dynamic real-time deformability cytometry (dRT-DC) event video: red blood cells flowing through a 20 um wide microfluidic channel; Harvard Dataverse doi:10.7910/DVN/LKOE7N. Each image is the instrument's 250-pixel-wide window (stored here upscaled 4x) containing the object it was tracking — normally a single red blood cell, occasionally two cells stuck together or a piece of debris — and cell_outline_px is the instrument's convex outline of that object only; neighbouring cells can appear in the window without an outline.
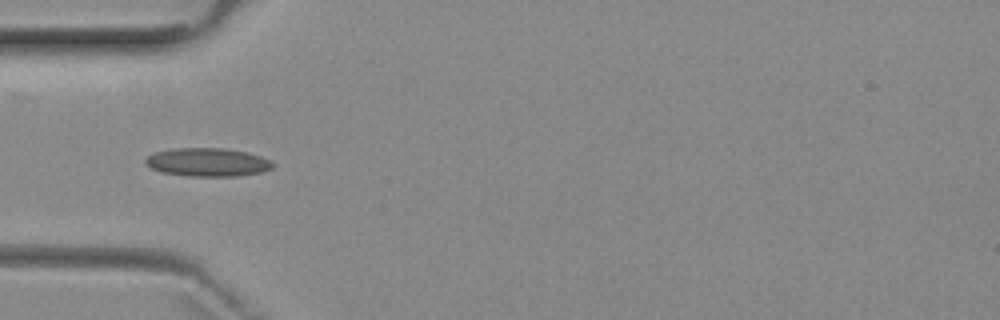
{"species": "common noctule bat (a hibernating species)", "species_latin": "Nyctalus noctula", "temperature_condition": "room temperature", "stored_images_in_passage": 5, "camera_frame_rate_fps": 3000, "um_per_image_px": 0.085, "animal": {"sex": "female", "body_mass_g": 29.2, "forearm_length_mm": 56.3}, "frame": {"image": 1, "passage_image": 3, "time_ms": 2.667, "image_size_px": [1000, 320], "cell_outline_px": [[276, 164], [272, 168], [264, 172], [236, 176], [188, 176], [164, 172], [152, 168], [144, 164], [144, 160], [148, 156], [156, 152], [172, 148], [224, 148], [248, 152], [272, 160]], "centroid_in_image_um": [17.69, 13.78], "position_along_channel_um": 67.3, "area_um2": 21.21}}
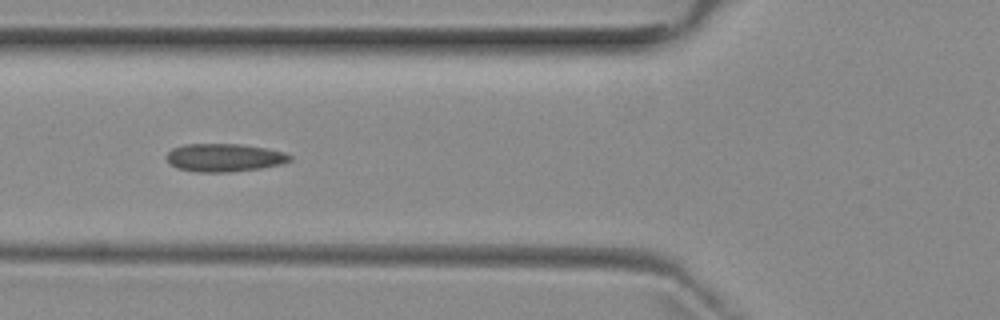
{"frame": {"image": 2, "passage_image": 4, "time_ms": 3.667, "image_size_px": [1000, 320], "cell_outline_px": [[292, 160], [284, 164], [260, 168], [228, 172], [196, 172], [176, 168], [164, 156], [172, 148], [184, 144], [240, 144], [268, 148], [284, 152], [292, 156]], "centroid_in_image_um": [19.08, 13.39], "position_along_channel_um": 106.7, "area_um2": 20.35}}
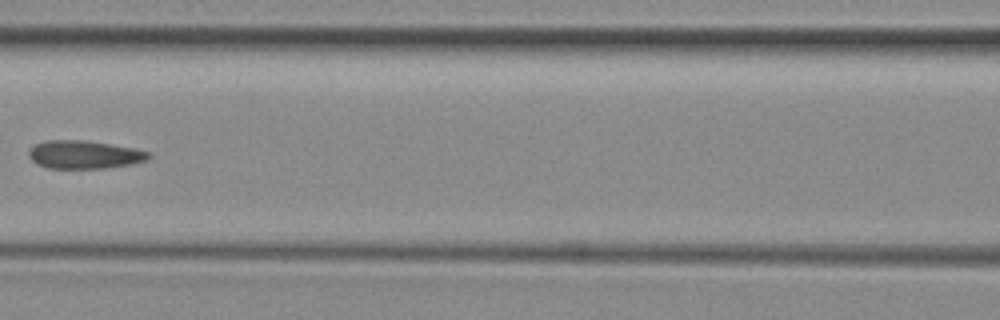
{"frame": {"image": 3, "passage_image": 5, "time_ms": 5.0, "image_size_px": [1000, 320], "cell_outline_px": [[152, 156], [148, 160], [132, 164], [104, 168], [48, 168], [36, 164], [28, 156], [28, 152], [36, 144], [48, 140], [84, 140], [112, 144], [152, 152]], "centroid_in_image_um": [7.2, 13.14], "position_along_channel_um": 159.4, "area_um2": 19.71}}